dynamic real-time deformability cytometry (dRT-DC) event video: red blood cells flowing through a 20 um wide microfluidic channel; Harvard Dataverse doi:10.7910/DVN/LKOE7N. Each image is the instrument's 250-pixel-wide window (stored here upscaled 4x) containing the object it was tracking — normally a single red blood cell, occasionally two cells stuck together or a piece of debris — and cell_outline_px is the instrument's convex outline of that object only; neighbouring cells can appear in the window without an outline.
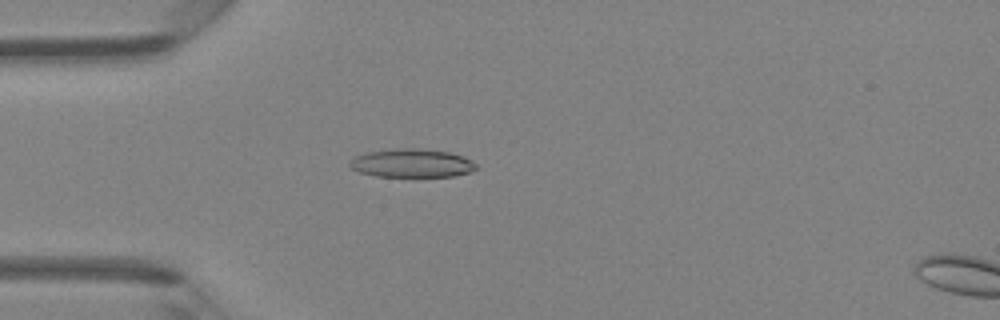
{"species": "Egyptian fruit bat (a non-hibernating species)", "species_latin": "Rousettus aegyptiacus", "temperature_condition": "room temperature", "stored_images_in_passage": 45, "camera_frame_rate_fps": 3000, "um_per_image_px": 0.085, "animal": {"sex": "female"}, "frame": {"image": 1, "passage_image": 11, "time_ms": 3.333, "image_size_px": [1000, 320], "cell_outline_px": [[480, 168], [456, 176], [376, 176], [360, 172], [352, 168], [348, 164], [356, 156], [368, 152], [396, 148], [420, 148], [452, 152], [464, 156], [472, 160]], "centroid_in_image_um": [35.07, 13.86], "position_along_channel_um": 49.9, "area_um2": 21.04}}
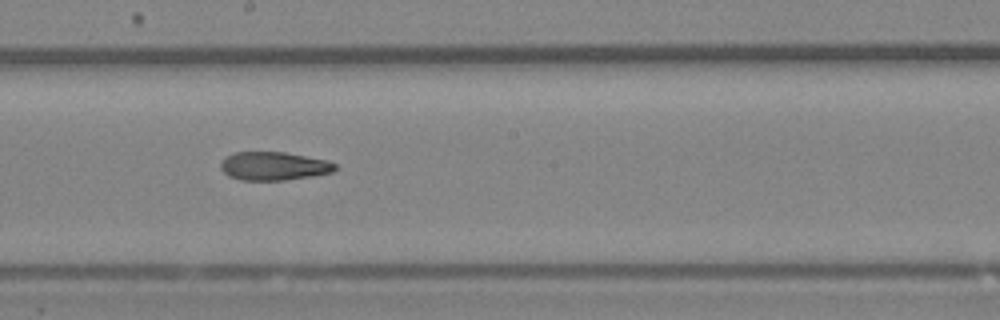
{"frame": {"image": 2, "passage_image": 24, "time_ms": 7.667, "image_size_px": [1000, 320], "cell_outline_px": [[336, 168], [332, 172], [312, 176], [284, 180], [240, 180], [228, 176], [220, 168], [220, 164], [224, 156], [232, 152], [284, 152], [328, 160], [336, 164]], "centroid_in_image_um": [23.23, 14.11], "position_along_channel_um": 225.0, "area_um2": 19.07}}
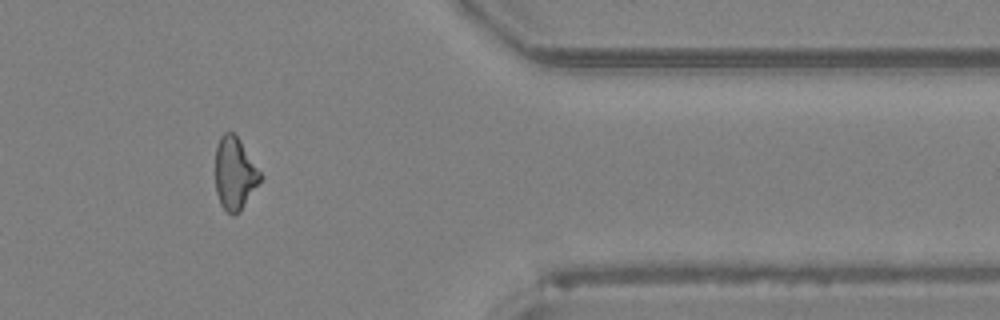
{"frame": {"image": 3, "passage_image": 37, "time_ms": 12.0, "image_size_px": [1000, 320], "cell_outline_px": [[264, 176], [240, 212], [236, 216], [232, 216], [220, 204], [216, 192], [216, 148], [220, 136], [224, 132], [232, 132], [240, 140]], "centroid_in_image_um": [19.97, 14.77], "position_along_channel_um": 391.4, "area_um2": 19.13}, "authors_computed_cell_mechanics": {"area_um2": 20.3456, "velocity_mm_per_s": 4.326, "shape_relaxation_time_tau1_ms": null, "shape_relaxation_time_tau2_ms": 9.2738, "deformation_change_tau1": null, "deformation_change_tau2": 0.2333}}